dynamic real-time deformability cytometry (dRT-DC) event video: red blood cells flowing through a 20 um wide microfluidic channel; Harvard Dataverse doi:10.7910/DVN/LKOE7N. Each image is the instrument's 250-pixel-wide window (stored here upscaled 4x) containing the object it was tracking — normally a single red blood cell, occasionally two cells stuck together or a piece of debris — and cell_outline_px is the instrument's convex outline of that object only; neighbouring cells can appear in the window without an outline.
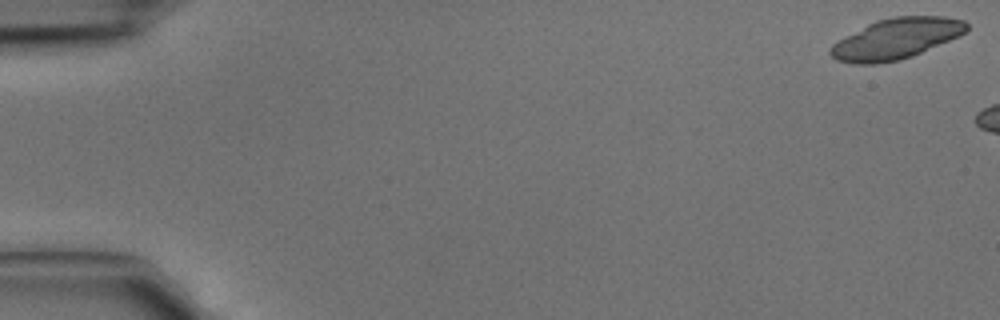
{"species": "common noctule bat (a hibernating species)", "species_latin": "Nyctalus noctula", "temperature_condition": "cold", "stored_images_in_passage": 6, "camera_frame_rate_fps": 3000, "um_per_image_px": 0.085, "animal": {"sex": "male", "body_mass_g": 15.6}, "frame": {"image": 1, "passage_image": 1, "time_ms": 0.0, "image_size_px": [1000, 320], "cell_outline_px": [[968, 28], [964, 32], [948, 40], [912, 56], [900, 60], [872, 64], [856, 64], [836, 60], [828, 52], [828, 48], [832, 44], [868, 24], [876, 20], [892, 16], [944, 16], [964, 20], [968, 24]], "centroid_in_image_um": [76.14, 3.29], "position_along_channel_um": 8.9, "area_um2": 31.91}}